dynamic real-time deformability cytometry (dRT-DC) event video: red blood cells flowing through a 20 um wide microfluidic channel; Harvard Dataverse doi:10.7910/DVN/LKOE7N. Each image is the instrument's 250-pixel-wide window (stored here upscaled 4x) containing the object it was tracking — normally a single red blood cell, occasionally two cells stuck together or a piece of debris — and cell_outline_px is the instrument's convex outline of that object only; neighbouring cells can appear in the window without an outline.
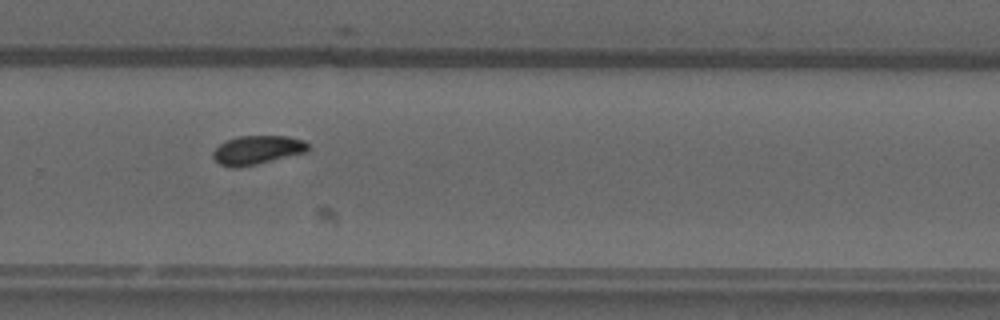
{"species": "common noctule bat (a hibernating species)", "species_latin": "Nyctalus noctula", "temperature_condition": "warm", "stored_images_in_passage": 39, "camera_frame_rate_fps": 3000, "um_per_image_px": 0.085, "animal": {"sex": "male", "forearm_length_mm": 52.5}, "frame": {"image": 1, "passage_image": 23, "time_ms": 7.333, "image_size_px": [1000, 320], "cell_outline_px": [[308, 152], [240, 168], [228, 168], [220, 164], [212, 156], [212, 152], [220, 144], [228, 140], [240, 136], [288, 136], [304, 140], [308, 144]], "centroid_in_image_um": [21.87, 12.76], "position_along_channel_um": 307.9, "area_um2": 16.07}}